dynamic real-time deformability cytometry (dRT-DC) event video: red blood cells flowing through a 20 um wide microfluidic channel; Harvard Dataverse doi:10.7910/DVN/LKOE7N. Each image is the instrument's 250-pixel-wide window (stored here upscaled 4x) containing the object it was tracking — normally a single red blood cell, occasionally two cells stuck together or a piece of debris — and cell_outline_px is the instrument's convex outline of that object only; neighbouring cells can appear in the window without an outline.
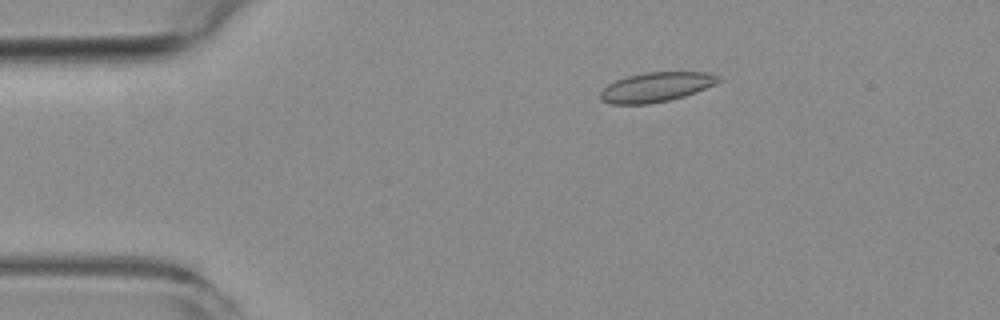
{"species": "common noctule bat (a hibernating species)", "species_latin": "Nyctalus noctula", "temperature_condition": "room temperature", "stored_images_in_passage": 4, "camera_frame_rate_fps": 3000, "um_per_image_px": 0.085, "animal": {"sex": "female", "body_mass_g": 19.3, "forearm_length_mm": 54.1}, "frame": {"image": 1, "passage_image": 1, "time_ms": 0.0, "image_size_px": [1000, 320], "cell_outline_px": [[724, 80], [716, 84], [696, 92], [684, 96], [668, 100], [648, 104], [612, 104], [600, 100], [600, 92], [608, 84], [616, 80], [628, 76], [644, 72], [708, 72], [720, 76]], "centroid_in_image_um": [55.81, 7.39], "position_along_channel_um": 29.2, "area_um2": 20.46}}
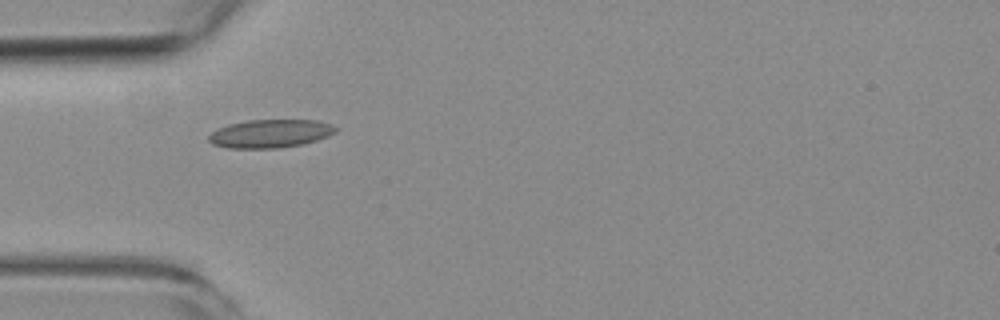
{"frame": {"image": 2, "passage_image": 3, "time_ms": 2.333, "image_size_px": [1000, 320], "cell_outline_px": [[336, 132], [328, 136], [316, 140], [300, 144], [276, 148], [228, 148], [212, 144], [208, 140], [208, 136], [212, 132], [228, 124], [248, 120], [316, 120], [332, 124], [336, 128]], "centroid_in_image_um": [22.96, 11.35], "position_along_channel_um": 62.0, "area_um2": 20.75}}
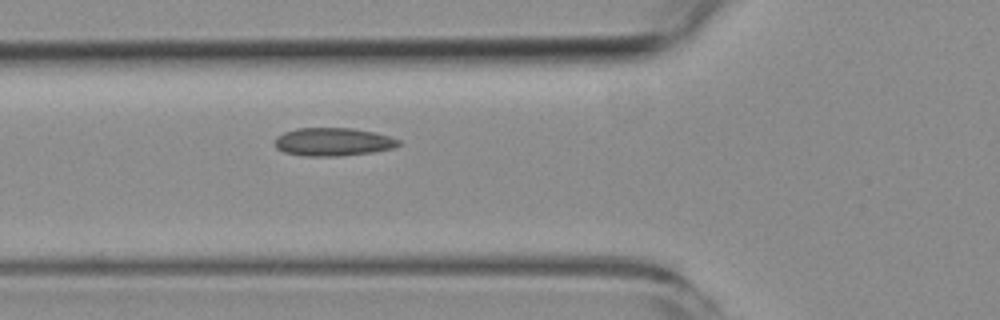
{"frame": {"image": 3, "passage_image": 4, "time_ms": 3.333, "image_size_px": [1000, 320], "cell_outline_px": [[400, 144], [392, 148], [372, 152], [340, 156], [304, 156], [284, 152], [276, 148], [276, 136], [284, 132], [296, 128], [352, 128], [376, 132], [400, 140]], "centroid_in_image_um": [28.3, 12.05], "position_along_channel_um": 97.5, "area_um2": 20.29}}